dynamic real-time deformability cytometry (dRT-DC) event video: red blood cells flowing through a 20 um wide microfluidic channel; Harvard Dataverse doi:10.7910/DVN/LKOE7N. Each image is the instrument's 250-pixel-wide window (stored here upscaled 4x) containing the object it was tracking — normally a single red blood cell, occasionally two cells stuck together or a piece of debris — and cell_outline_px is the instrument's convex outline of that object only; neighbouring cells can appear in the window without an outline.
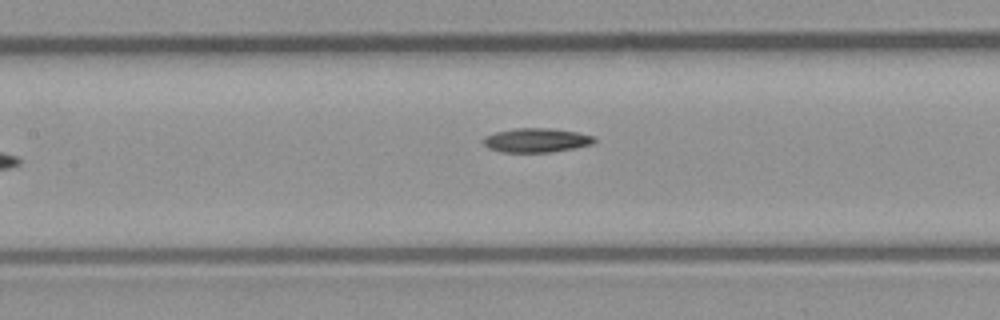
{"species": "common noctule bat (a hibernating species)", "species_latin": "Nyctalus noctula", "temperature_condition": "room temperature", "stored_images_in_passage": 7, "camera_frame_rate_fps": 3000, "um_per_image_px": 0.085, "animal": {"sex": "male", "body_mass_g": 23.1, "forearm_length_mm": 52.7}, "frame": {"image": 1, "passage_image": 6, "time_ms": 6.667, "image_size_px": [1000, 320], "cell_outline_px": [[596, 140], [592, 144], [576, 148], [552, 152], [500, 152], [488, 148], [480, 140], [484, 136], [496, 132], [516, 128], [548, 128], [576, 132], [592, 136]], "centroid_in_image_um": [45.54, 11.93], "position_along_channel_um": 161.9, "area_um2": 15.66}}
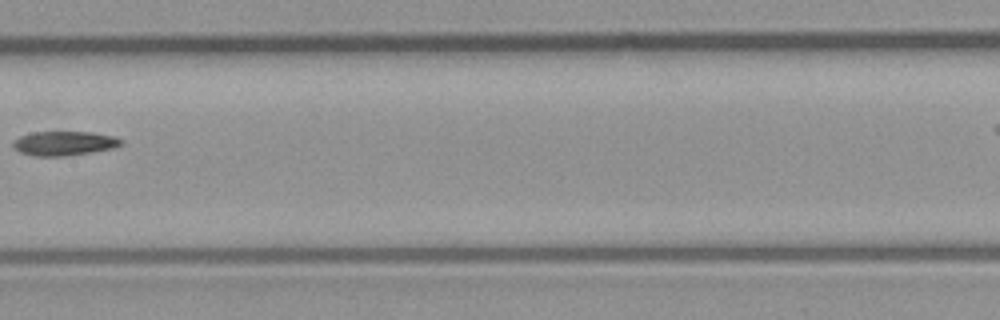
{"frame": {"image": 2, "passage_image": 7, "time_ms": 7.667, "image_size_px": [1000, 320], "cell_outline_px": [[124, 144], [116, 148], [92, 152], [64, 156], [32, 156], [20, 152], [12, 148], [12, 140], [20, 136], [32, 132], [92, 132], [116, 136], [124, 140]], "centroid_in_image_um": [5.48, 12.18], "position_along_channel_um": 201.9, "area_um2": 15.66}}